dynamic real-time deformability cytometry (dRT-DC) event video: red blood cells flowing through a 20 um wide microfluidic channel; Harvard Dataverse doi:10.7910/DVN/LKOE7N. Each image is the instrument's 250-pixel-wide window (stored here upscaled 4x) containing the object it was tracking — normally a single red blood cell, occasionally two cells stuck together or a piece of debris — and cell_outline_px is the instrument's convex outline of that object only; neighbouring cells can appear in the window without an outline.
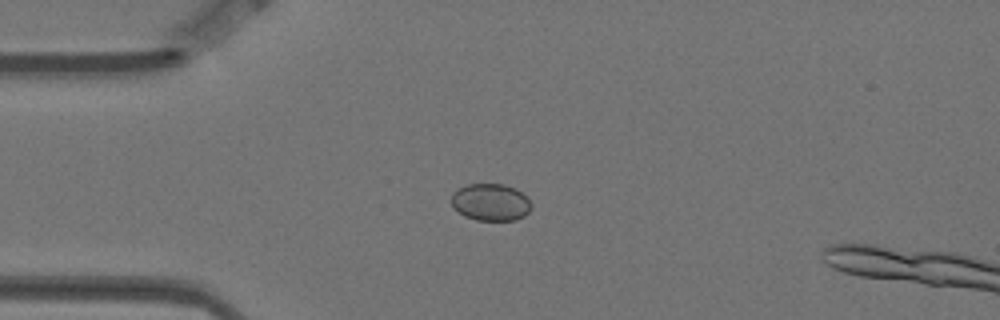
{"species": "Egyptian fruit bat (a non-hibernating species)", "species_latin": "Rousettus aegyptiacus", "temperature_condition": "warm", "stored_images_in_passage": 10, "camera_frame_rate_fps": 3000, "um_per_image_px": 0.085, "animal": {"sex": "female"}, "frame": {"image": 1, "passage_image": 4, "time_ms": 1.0, "image_size_px": [1000, 320], "cell_outline_px": [[532, 208], [524, 216], [516, 220], [476, 220], [464, 216], [452, 208], [452, 192], [456, 188], [468, 184], [504, 184], [516, 188], [528, 196], [532, 204]], "centroid_in_image_um": [41.71, 17.18], "position_along_channel_um": 43.3, "area_um2": 17.69}}
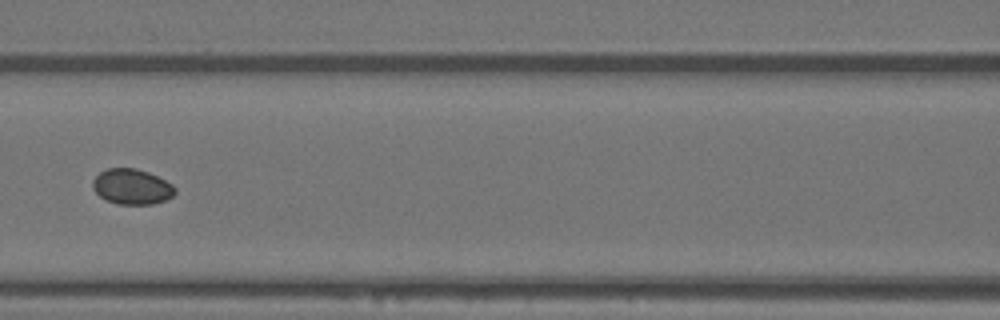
{"frame": {"image": 2, "passage_image": 7, "time_ms": 2.0, "image_size_px": [1000, 320], "cell_outline_px": [[176, 192], [172, 196], [164, 200], [152, 204], [116, 204], [100, 196], [92, 188], [92, 180], [100, 172], [108, 168], [136, 168], [148, 172], [172, 184], [176, 188]], "centroid_in_image_um": [11.2, 15.86], "position_along_channel_um": 155.4, "area_um2": 16.88}}
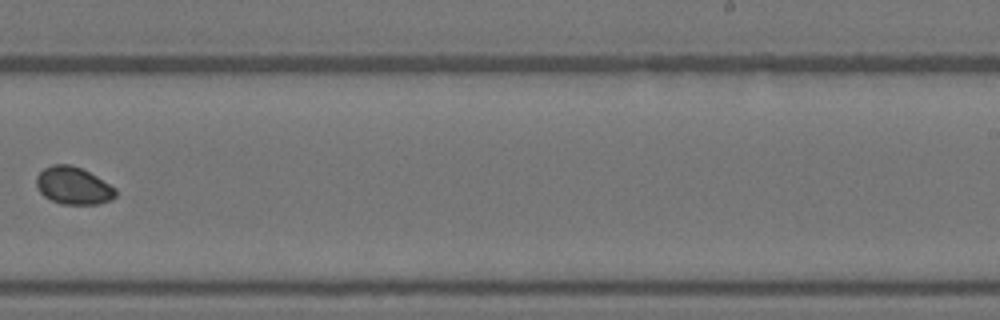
{"frame": {"image": 3, "passage_image": 10, "time_ms": 3.0, "image_size_px": [1000, 320], "cell_outline_px": [[116, 196], [112, 200], [96, 204], [60, 204], [44, 196], [40, 192], [36, 184], [36, 176], [44, 168], [52, 164], [72, 164], [96, 176], [116, 188]], "centroid_in_image_um": [6.23, 15.78], "position_along_channel_um": 282.8, "area_um2": 17.28}}